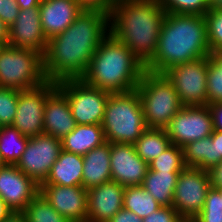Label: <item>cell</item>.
I'll use <instances>...</instances> for the list:
<instances>
[{"label":"cell","instance_id":"f1b7e54d","mask_svg":"<svg viewBox=\"0 0 222 222\" xmlns=\"http://www.w3.org/2000/svg\"><path fill=\"white\" fill-rule=\"evenodd\" d=\"M207 105L222 103V52L208 56Z\"/></svg>","mask_w":222,"mask_h":222},{"label":"cell","instance_id":"b9f144b4","mask_svg":"<svg viewBox=\"0 0 222 222\" xmlns=\"http://www.w3.org/2000/svg\"><path fill=\"white\" fill-rule=\"evenodd\" d=\"M210 176L214 188L222 187V162L210 171Z\"/></svg>","mask_w":222,"mask_h":222},{"label":"cell","instance_id":"74e56055","mask_svg":"<svg viewBox=\"0 0 222 222\" xmlns=\"http://www.w3.org/2000/svg\"><path fill=\"white\" fill-rule=\"evenodd\" d=\"M20 8L16 0H0V19L10 27L18 17Z\"/></svg>","mask_w":222,"mask_h":222},{"label":"cell","instance_id":"d4e9b609","mask_svg":"<svg viewBox=\"0 0 222 222\" xmlns=\"http://www.w3.org/2000/svg\"><path fill=\"white\" fill-rule=\"evenodd\" d=\"M182 149L186 167H195L210 172L217 166V157H215L211 135L189 142Z\"/></svg>","mask_w":222,"mask_h":222},{"label":"cell","instance_id":"d6a6232c","mask_svg":"<svg viewBox=\"0 0 222 222\" xmlns=\"http://www.w3.org/2000/svg\"><path fill=\"white\" fill-rule=\"evenodd\" d=\"M195 222H222V196L221 192L211 186L208 190L204 207L194 218Z\"/></svg>","mask_w":222,"mask_h":222},{"label":"cell","instance_id":"d6986e66","mask_svg":"<svg viewBox=\"0 0 222 222\" xmlns=\"http://www.w3.org/2000/svg\"><path fill=\"white\" fill-rule=\"evenodd\" d=\"M40 20L47 39L64 32L83 9L77 0H41Z\"/></svg>","mask_w":222,"mask_h":222},{"label":"cell","instance_id":"f546056e","mask_svg":"<svg viewBox=\"0 0 222 222\" xmlns=\"http://www.w3.org/2000/svg\"><path fill=\"white\" fill-rule=\"evenodd\" d=\"M149 170L161 172H181L186 168L183 149L170 144L158 157L149 164Z\"/></svg>","mask_w":222,"mask_h":222},{"label":"cell","instance_id":"f6af8a7d","mask_svg":"<svg viewBox=\"0 0 222 222\" xmlns=\"http://www.w3.org/2000/svg\"><path fill=\"white\" fill-rule=\"evenodd\" d=\"M20 9L39 7L41 0H16Z\"/></svg>","mask_w":222,"mask_h":222},{"label":"cell","instance_id":"681fc988","mask_svg":"<svg viewBox=\"0 0 222 222\" xmlns=\"http://www.w3.org/2000/svg\"><path fill=\"white\" fill-rule=\"evenodd\" d=\"M5 163L3 162V160L0 157V167H2Z\"/></svg>","mask_w":222,"mask_h":222},{"label":"cell","instance_id":"8992f818","mask_svg":"<svg viewBox=\"0 0 222 222\" xmlns=\"http://www.w3.org/2000/svg\"><path fill=\"white\" fill-rule=\"evenodd\" d=\"M147 128H165L183 107L174 86L163 74L145 71L137 86Z\"/></svg>","mask_w":222,"mask_h":222},{"label":"cell","instance_id":"1f68e13d","mask_svg":"<svg viewBox=\"0 0 222 222\" xmlns=\"http://www.w3.org/2000/svg\"><path fill=\"white\" fill-rule=\"evenodd\" d=\"M166 13L204 16L210 9V0H156Z\"/></svg>","mask_w":222,"mask_h":222},{"label":"cell","instance_id":"7dc6e473","mask_svg":"<svg viewBox=\"0 0 222 222\" xmlns=\"http://www.w3.org/2000/svg\"><path fill=\"white\" fill-rule=\"evenodd\" d=\"M210 8L222 10V0H210Z\"/></svg>","mask_w":222,"mask_h":222},{"label":"cell","instance_id":"9a60e30c","mask_svg":"<svg viewBox=\"0 0 222 222\" xmlns=\"http://www.w3.org/2000/svg\"><path fill=\"white\" fill-rule=\"evenodd\" d=\"M87 192L83 186L40 185L41 195L69 222H87Z\"/></svg>","mask_w":222,"mask_h":222},{"label":"cell","instance_id":"5b68a950","mask_svg":"<svg viewBox=\"0 0 222 222\" xmlns=\"http://www.w3.org/2000/svg\"><path fill=\"white\" fill-rule=\"evenodd\" d=\"M101 125L106 141L134 144L147 129L137 89L110 93Z\"/></svg>","mask_w":222,"mask_h":222},{"label":"cell","instance_id":"30bf717a","mask_svg":"<svg viewBox=\"0 0 222 222\" xmlns=\"http://www.w3.org/2000/svg\"><path fill=\"white\" fill-rule=\"evenodd\" d=\"M211 186L209 171L186 167L179 174L172 207L183 219H194L203 209L207 192Z\"/></svg>","mask_w":222,"mask_h":222},{"label":"cell","instance_id":"277c9868","mask_svg":"<svg viewBox=\"0 0 222 222\" xmlns=\"http://www.w3.org/2000/svg\"><path fill=\"white\" fill-rule=\"evenodd\" d=\"M144 72L143 62L109 33L99 44L81 79L90 86L118 93L136 89Z\"/></svg>","mask_w":222,"mask_h":222},{"label":"cell","instance_id":"83f0119b","mask_svg":"<svg viewBox=\"0 0 222 222\" xmlns=\"http://www.w3.org/2000/svg\"><path fill=\"white\" fill-rule=\"evenodd\" d=\"M161 207L142 186L125 187L123 208L139 218L148 217Z\"/></svg>","mask_w":222,"mask_h":222},{"label":"cell","instance_id":"7bdbcfd3","mask_svg":"<svg viewBox=\"0 0 222 222\" xmlns=\"http://www.w3.org/2000/svg\"><path fill=\"white\" fill-rule=\"evenodd\" d=\"M9 40V27L0 19V46L7 45Z\"/></svg>","mask_w":222,"mask_h":222},{"label":"cell","instance_id":"5bb4252c","mask_svg":"<svg viewBox=\"0 0 222 222\" xmlns=\"http://www.w3.org/2000/svg\"><path fill=\"white\" fill-rule=\"evenodd\" d=\"M39 193L40 185L15 164L0 167V199L12 212H23Z\"/></svg>","mask_w":222,"mask_h":222},{"label":"cell","instance_id":"484cf974","mask_svg":"<svg viewBox=\"0 0 222 222\" xmlns=\"http://www.w3.org/2000/svg\"><path fill=\"white\" fill-rule=\"evenodd\" d=\"M170 144L165 129L147 128L133 145L137 154L149 164Z\"/></svg>","mask_w":222,"mask_h":222},{"label":"cell","instance_id":"c3c4849f","mask_svg":"<svg viewBox=\"0 0 222 222\" xmlns=\"http://www.w3.org/2000/svg\"><path fill=\"white\" fill-rule=\"evenodd\" d=\"M182 222H195L194 219H184Z\"/></svg>","mask_w":222,"mask_h":222},{"label":"cell","instance_id":"4316f807","mask_svg":"<svg viewBox=\"0 0 222 222\" xmlns=\"http://www.w3.org/2000/svg\"><path fill=\"white\" fill-rule=\"evenodd\" d=\"M14 126L0 128V157L5 164H17L28 142Z\"/></svg>","mask_w":222,"mask_h":222},{"label":"cell","instance_id":"8fae6325","mask_svg":"<svg viewBox=\"0 0 222 222\" xmlns=\"http://www.w3.org/2000/svg\"><path fill=\"white\" fill-rule=\"evenodd\" d=\"M62 150L61 139L42 133L28 139L21 159L16 166L41 185Z\"/></svg>","mask_w":222,"mask_h":222},{"label":"cell","instance_id":"f35d334b","mask_svg":"<svg viewBox=\"0 0 222 222\" xmlns=\"http://www.w3.org/2000/svg\"><path fill=\"white\" fill-rule=\"evenodd\" d=\"M208 108L212 116L213 129L222 131V103L208 104Z\"/></svg>","mask_w":222,"mask_h":222},{"label":"cell","instance_id":"7c38bea8","mask_svg":"<svg viewBox=\"0 0 222 222\" xmlns=\"http://www.w3.org/2000/svg\"><path fill=\"white\" fill-rule=\"evenodd\" d=\"M164 129L171 144L179 147L210 136L214 129L208 105L183 106Z\"/></svg>","mask_w":222,"mask_h":222},{"label":"cell","instance_id":"f907efd6","mask_svg":"<svg viewBox=\"0 0 222 222\" xmlns=\"http://www.w3.org/2000/svg\"><path fill=\"white\" fill-rule=\"evenodd\" d=\"M220 192H221V196H222V187L217 188Z\"/></svg>","mask_w":222,"mask_h":222},{"label":"cell","instance_id":"ab89813d","mask_svg":"<svg viewBox=\"0 0 222 222\" xmlns=\"http://www.w3.org/2000/svg\"><path fill=\"white\" fill-rule=\"evenodd\" d=\"M108 222H143V219L122 208Z\"/></svg>","mask_w":222,"mask_h":222},{"label":"cell","instance_id":"3957f363","mask_svg":"<svg viewBox=\"0 0 222 222\" xmlns=\"http://www.w3.org/2000/svg\"><path fill=\"white\" fill-rule=\"evenodd\" d=\"M165 15L156 0H118L109 16V30L145 65L157 50Z\"/></svg>","mask_w":222,"mask_h":222},{"label":"cell","instance_id":"ac0fdd59","mask_svg":"<svg viewBox=\"0 0 222 222\" xmlns=\"http://www.w3.org/2000/svg\"><path fill=\"white\" fill-rule=\"evenodd\" d=\"M125 187L109 181L87 192V222H108L123 208Z\"/></svg>","mask_w":222,"mask_h":222},{"label":"cell","instance_id":"d590c367","mask_svg":"<svg viewBox=\"0 0 222 222\" xmlns=\"http://www.w3.org/2000/svg\"><path fill=\"white\" fill-rule=\"evenodd\" d=\"M183 220L172 206H162L148 217L143 218V222H182Z\"/></svg>","mask_w":222,"mask_h":222},{"label":"cell","instance_id":"e575fe53","mask_svg":"<svg viewBox=\"0 0 222 222\" xmlns=\"http://www.w3.org/2000/svg\"><path fill=\"white\" fill-rule=\"evenodd\" d=\"M19 90L0 87V126L12 125L16 116Z\"/></svg>","mask_w":222,"mask_h":222},{"label":"cell","instance_id":"2e32d148","mask_svg":"<svg viewBox=\"0 0 222 222\" xmlns=\"http://www.w3.org/2000/svg\"><path fill=\"white\" fill-rule=\"evenodd\" d=\"M111 181L124 187L141 186L148 163L135 151L133 144L110 143Z\"/></svg>","mask_w":222,"mask_h":222},{"label":"cell","instance_id":"60d3db41","mask_svg":"<svg viewBox=\"0 0 222 222\" xmlns=\"http://www.w3.org/2000/svg\"><path fill=\"white\" fill-rule=\"evenodd\" d=\"M211 140L214 143L215 157H217V165L222 162V131L213 130Z\"/></svg>","mask_w":222,"mask_h":222},{"label":"cell","instance_id":"7a4b0ae2","mask_svg":"<svg viewBox=\"0 0 222 222\" xmlns=\"http://www.w3.org/2000/svg\"><path fill=\"white\" fill-rule=\"evenodd\" d=\"M211 54L204 16L166 13L157 50L145 64V71L162 74L171 66Z\"/></svg>","mask_w":222,"mask_h":222},{"label":"cell","instance_id":"836d02e7","mask_svg":"<svg viewBox=\"0 0 222 222\" xmlns=\"http://www.w3.org/2000/svg\"><path fill=\"white\" fill-rule=\"evenodd\" d=\"M204 18L210 52H222V10L210 8Z\"/></svg>","mask_w":222,"mask_h":222},{"label":"cell","instance_id":"8d00e7d4","mask_svg":"<svg viewBox=\"0 0 222 222\" xmlns=\"http://www.w3.org/2000/svg\"><path fill=\"white\" fill-rule=\"evenodd\" d=\"M77 2L83 10L99 11L110 16L118 0H77Z\"/></svg>","mask_w":222,"mask_h":222},{"label":"cell","instance_id":"4dcf8cb0","mask_svg":"<svg viewBox=\"0 0 222 222\" xmlns=\"http://www.w3.org/2000/svg\"><path fill=\"white\" fill-rule=\"evenodd\" d=\"M28 222H69L39 193L23 211Z\"/></svg>","mask_w":222,"mask_h":222},{"label":"cell","instance_id":"9c48e42d","mask_svg":"<svg viewBox=\"0 0 222 222\" xmlns=\"http://www.w3.org/2000/svg\"><path fill=\"white\" fill-rule=\"evenodd\" d=\"M208 56L179 63L162 74L174 86L183 106L207 105Z\"/></svg>","mask_w":222,"mask_h":222},{"label":"cell","instance_id":"4fadbf2b","mask_svg":"<svg viewBox=\"0 0 222 222\" xmlns=\"http://www.w3.org/2000/svg\"><path fill=\"white\" fill-rule=\"evenodd\" d=\"M57 88L56 83L47 81L39 87L19 90L14 126L23 136H38L43 132L45 101Z\"/></svg>","mask_w":222,"mask_h":222},{"label":"cell","instance_id":"7402d4cb","mask_svg":"<svg viewBox=\"0 0 222 222\" xmlns=\"http://www.w3.org/2000/svg\"><path fill=\"white\" fill-rule=\"evenodd\" d=\"M83 155L61 150L42 184L82 186Z\"/></svg>","mask_w":222,"mask_h":222},{"label":"cell","instance_id":"cb8c5ba5","mask_svg":"<svg viewBox=\"0 0 222 222\" xmlns=\"http://www.w3.org/2000/svg\"><path fill=\"white\" fill-rule=\"evenodd\" d=\"M179 174L180 172H161L148 169L141 186L161 206H172Z\"/></svg>","mask_w":222,"mask_h":222},{"label":"cell","instance_id":"44dd1931","mask_svg":"<svg viewBox=\"0 0 222 222\" xmlns=\"http://www.w3.org/2000/svg\"><path fill=\"white\" fill-rule=\"evenodd\" d=\"M111 181L110 142L90 150L83 155L82 186L89 190Z\"/></svg>","mask_w":222,"mask_h":222},{"label":"cell","instance_id":"ffe728a7","mask_svg":"<svg viewBox=\"0 0 222 222\" xmlns=\"http://www.w3.org/2000/svg\"><path fill=\"white\" fill-rule=\"evenodd\" d=\"M75 126L76 122L67 97L56 88L45 101L43 132L62 139L72 132Z\"/></svg>","mask_w":222,"mask_h":222},{"label":"cell","instance_id":"bcb514c9","mask_svg":"<svg viewBox=\"0 0 222 222\" xmlns=\"http://www.w3.org/2000/svg\"><path fill=\"white\" fill-rule=\"evenodd\" d=\"M11 213L12 210L0 199V222L5 220Z\"/></svg>","mask_w":222,"mask_h":222},{"label":"cell","instance_id":"603a6c76","mask_svg":"<svg viewBox=\"0 0 222 222\" xmlns=\"http://www.w3.org/2000/svg\"><path fill=\"white\" fill-rule=\"evenodd\" d=\"M105 140L101 124H76L75 129L61 139L62 150L85 155Z\"/></svg>","mask_w":222,"mask_h":222},{"label":"cell","instance_id":"e0dca14e","mask_svg":"<svg viewBox=\"0 0 222 222\" xmlns=\"http://www.w3.org/2000/svg\"><path fill=\"white\" fill-rule=\"evenodd\" d=\"M47 42L41 26L39 7L20 9L16 21L9 27L7 45L32 50L43 56Z\"/></svg>","mask_w":222,"mask_h":222},{"label":"cell","instance_id":"6da1fadb","mask_svg":"<svg viewBox=\"0 0 222 222\" xmlns=\"http://www.w3.org/2000/svg\"><path fill=\"white\" fill-rule=\"evenodd\" d=\"M110 33L109 16L83 10L62 33L48 39L43 55L47 81L81 79L101 41Z\"/></svg>","mask_w":222,"mask_h":222},{"label":"cell","instance_id":"ee69618b","mask_svg":"<svg viewBox=\"0 0 222 222\" xmlns=\"http://www.w3.org/2000/svg\"><path fill=\"white\" fill-rule=\"evenodd\" d=\"M2 222H28L24 212H12Z\"/></svg>","mask_w":222,"mask_h":222},{"label":"cell","instance_id":"52a82bcc","mask_svg":"<svg viewBox=\"0 0 222 222\" xmlns=\"http://www.w3.org/2000/svg\"><path fill=\"white\" fill-rule=\"evenodd\" d=\"M43 56L32 50L0 46V87L28 90L46 83Z\"/></svg>","mask_w":222,"mask_h":222},{"label":"cell","instance_id":"ba28073f","mask_svg":"<svg viewBox=\"0 0 222 222\" xmlns=\"http://www.w3.org/2000/svg\"><path fill=\"white\" fill-rule=\"evenodd\" d=\"M56 85L67 97L76 124H102L110 92L82 79L64 80Z\"/></svg>","mask_w":222,"mask_h":222}]
</instances>
